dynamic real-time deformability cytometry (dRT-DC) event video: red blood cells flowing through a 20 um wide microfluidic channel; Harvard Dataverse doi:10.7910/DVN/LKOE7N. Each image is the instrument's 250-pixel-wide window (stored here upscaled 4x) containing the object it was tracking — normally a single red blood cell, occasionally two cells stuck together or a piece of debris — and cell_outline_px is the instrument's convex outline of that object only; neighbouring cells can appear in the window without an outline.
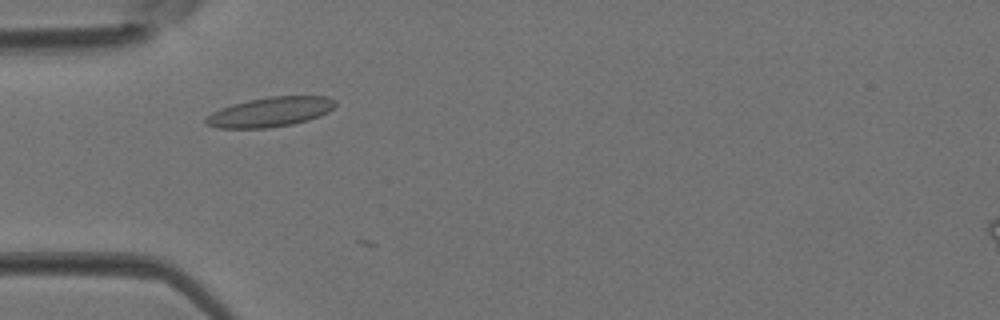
{"species": "Egyptian fruit bat (a non-hibernating species)", "species_latin": "Rousettus aegyptiacus", "temperature_condition": "room temperature", "stored_images_in_passage": 7, "camera_frame_rate_fps": 3000, "um_per_image_px": 0.085, "animal": {"sex": "female"}, "frame": {"image": 1, "passage_image": 6, "time_ms": 1.667, "image_size_px": [1000, 320], "cell_outline_px": [[336, 104], [328, 112], [320, 116], [308, 120], [292, 124], [268, 128], [220, 128], [204, 124], [204, 120], [212, 112], [220, 108], [232, 104], [248, 100], [268, 96], [328, 96], [336, 100]], "centroid_in_image_um": [22.97, 9.51], "position_along_channel_um": 62.0, "area_um2": 22.48}}